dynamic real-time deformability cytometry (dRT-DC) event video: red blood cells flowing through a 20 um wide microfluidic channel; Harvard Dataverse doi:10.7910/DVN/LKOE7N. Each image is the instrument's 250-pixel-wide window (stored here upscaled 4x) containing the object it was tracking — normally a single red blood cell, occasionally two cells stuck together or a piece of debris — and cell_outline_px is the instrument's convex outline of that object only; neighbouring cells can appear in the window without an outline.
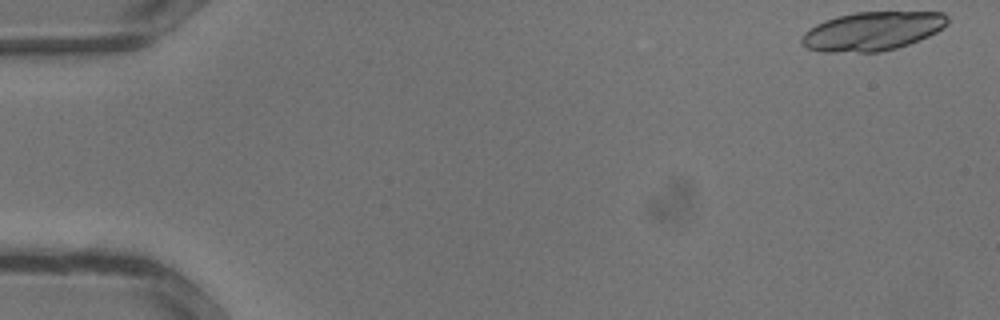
{"species": "common noctule bat (a hibernating species)", "species_latin": "Nyctalus noctula", "temperature_condition": "warm", "stored_images_in_passage": 33, "camera_frame_rate_fps": 3000, "um_per_image_px": 0.085, "animal": {"sex": "male", "body_mass_g": 13.3}, "frame": {"image": 1, "passage_image": 1, "time_ms": 0.0, "image_size_px": [1000, 320], "cell_outline_px": [[948, 24], [936, 32], [920, 40], [896, 48], [880, 52], [820, 52], [804, 48], [800, 40], [800, 36], [804, 32], [816, 24], [824, 20], [836, 16], [856, 12], [944, 12], [948, 16]], "centroid_in_image_um": [74.11, 2.65], "position_along_channel_um": 10.9, "area_um2": 33.29}}
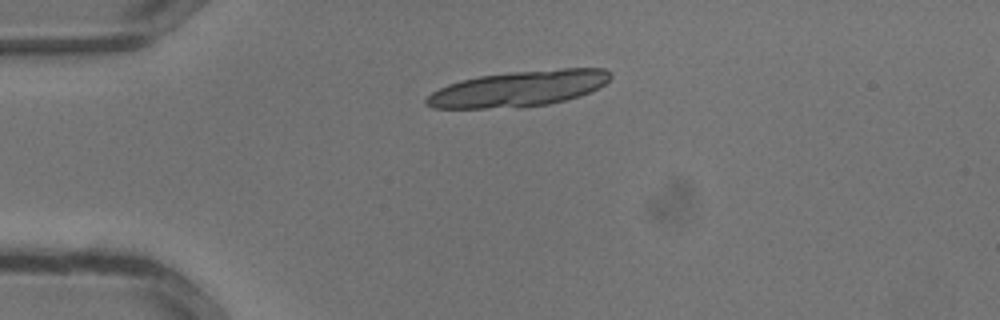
{"frame": {"image": 2, "passage_image": 8, "time_ms": 2.333, "image_size_px": [1000, 320], "cell_outline_px": [[612, 76], [604, 84], [580, 96], [548, 104], [524, 108], [432, 108], [424, 104], [424, 100], [432, 92], [448, 84], [480, 76], [512, 72], [564, 68], [604, 68]], "centroid_in_image_um": [44.07, 7.55], "position_along_channel_um": 40.9, "area_um2": 38.21}}